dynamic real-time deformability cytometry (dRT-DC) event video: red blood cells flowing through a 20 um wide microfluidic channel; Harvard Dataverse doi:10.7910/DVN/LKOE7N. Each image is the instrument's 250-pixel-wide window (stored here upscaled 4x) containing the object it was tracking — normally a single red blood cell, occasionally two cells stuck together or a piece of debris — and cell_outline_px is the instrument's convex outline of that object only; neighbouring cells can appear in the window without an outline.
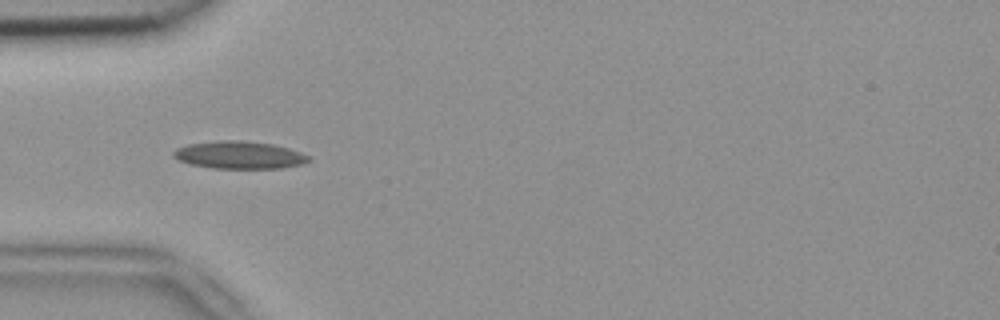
{"species": "common noctule bat (a hibernating species)", "species_latin": "Nyctalus noctula", "temperature_condition": "room temperature", "stored_images_in_passage": 4, "camera_frame_rate_fps": 3000, "um_per_image_px": 0.085, "animal": {"sex": "female", "body_mass_g": 18.4}, "frame": {"image": 1, "passage_image": 3, "time_ms": 0.667, "image_size_px": [1000, 320], "cell_outline_px": [[312, 160], [300, 164], [280, 168], [212, 168], [192, 164], [180, 160], [172, 156], [172, 152], [176, 148], [188, 144], [220, 140], [232, 140], [272, 144], [288, 148], [300, 152], [308, 156]], "centroid_in_image_um": [20.31, 13.17], "position_along_channel_um": 64.7, "area_um2": 21.39}}